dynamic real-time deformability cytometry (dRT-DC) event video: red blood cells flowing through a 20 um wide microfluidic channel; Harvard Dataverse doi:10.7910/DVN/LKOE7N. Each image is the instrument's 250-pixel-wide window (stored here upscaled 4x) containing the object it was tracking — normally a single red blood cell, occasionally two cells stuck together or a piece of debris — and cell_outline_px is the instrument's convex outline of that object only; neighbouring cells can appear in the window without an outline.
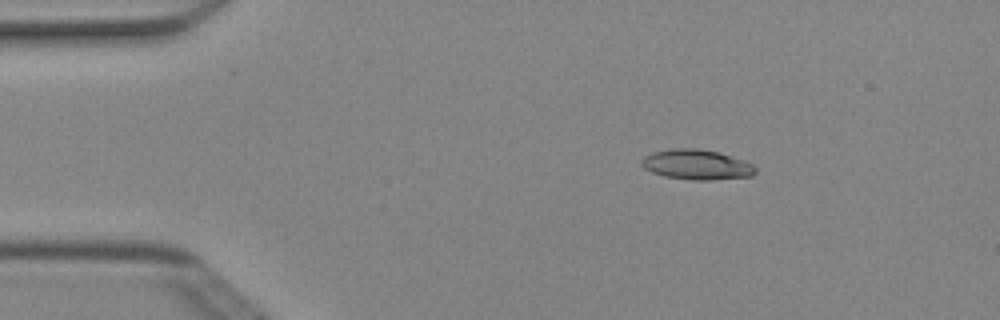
{"species": "Egyptian fruit bat (a non-hibernating species)", "species_latin": "Rousettus aegyptiacus", "temperature_condition": "cold", "stored_images_in_passage": 6, "camera_frame_rate_fps": 3000, "um_per_image_px": 0.085, "animal": {"sex": "female"}, "frame": {"image": 1, "passage_image": 3, "time_ms": 0.667, "image_size_px": [1000, 320], "cell_outline_px": [[756, 172], [752, 176], [712, 180], [692, 180], [664, 176], [652, 172], [644, 168], [640, 164], [640, 160], [644, 156], [652, 152], [672, 148], [696, 148], [720, 152], [744, 160], [752, 164], [756, 168]], "centroid_in_image_um": [59.2, 13.99], "position_along_channel_um": 25.8, "area_um2": 20.17}}
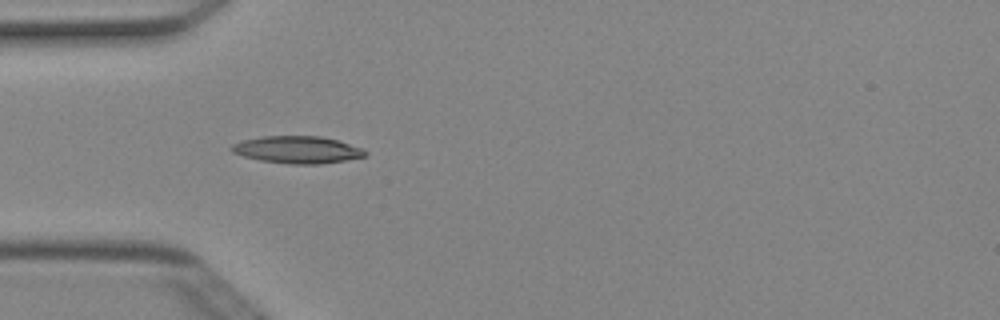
{"frame": {"image": 2, "passage_image": 5, "time_ms": 1.333, "image_size_px": [1000, 320], "cell_outline_px": [[368, 156], [320, 164], [292, 164], [260, 160], [244, 156], [232, 152], [228, 148], [232, 144], [244, 140], [264, 136], [320, 136], [336, 140], [360, 148], [368, 152]], "centroid_in_image_um": [25.26, 12.73], "position_along_channel_um": 59.7, "area_um2": 20.98}}
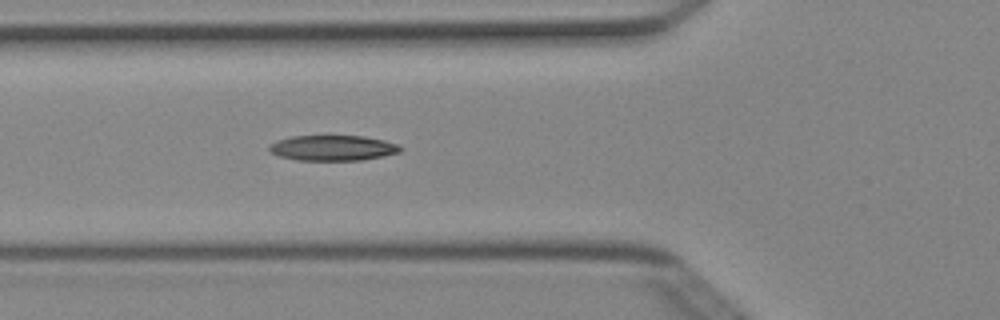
{"frame": {"image": 3, "passage_image": 6, "time_ms": 1.667, "image_size_px": [1000, 320], "cell_outline_px": [[404, 148], [400, 152], [360, 160], [296, 160], [280, 156], [268, 152], [268, 148], [276, 140], [292, 136], [364, 136], [384, 140], [400, 144]], "centroid_in_image_um": [28.29, 12.57], "position_along_channel_um": 97.5, "area_um2": 19.42}}